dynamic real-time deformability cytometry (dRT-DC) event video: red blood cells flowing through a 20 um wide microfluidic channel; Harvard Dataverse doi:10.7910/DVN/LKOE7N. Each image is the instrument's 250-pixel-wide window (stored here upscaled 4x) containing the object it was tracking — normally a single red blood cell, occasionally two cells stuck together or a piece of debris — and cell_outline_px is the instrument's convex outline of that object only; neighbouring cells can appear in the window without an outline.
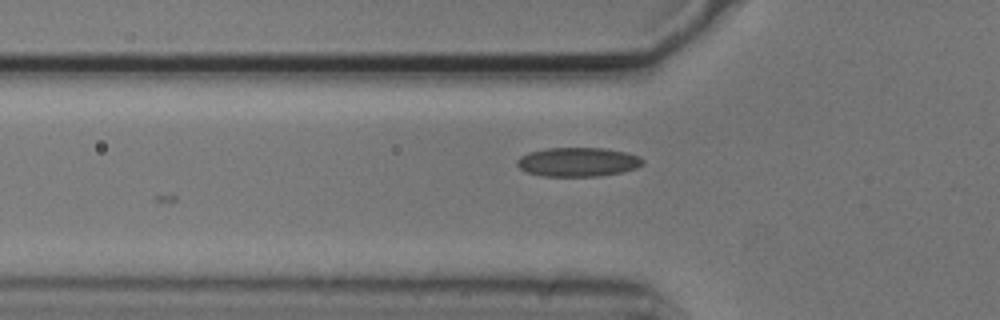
{"species": "common noctule bat (a hibernating species)", "species_latin": "Nyctalus noctula", "temperature_condition": "cold", "stored_images_in_passage": 2, "camera_frame_rate_fps": 3000, "um_per_image_px": 0.085, "animal": {"sex": "male", "body_mass_g": 20.5, "forearm_length_mm": 52.5}, "frame": {"image": 1, "passage_image": 2, "time_ms": 0.333, "image_size_px": [1000, 320], "cell_outline_px": [[644, 164], [636, 168], [620, 172], [596, 176], [544, 176], [528, 172], [520, 168], [516, 164], [516, 160], [520, 156], [528, 152], [544, 148], [604, 148], [628, 152], [640, 156], [644, 160]], "centroid_in_image_um": [49.13, 13.75], "position_along_channel_um": 76.7, "area_um2": 21.39}}